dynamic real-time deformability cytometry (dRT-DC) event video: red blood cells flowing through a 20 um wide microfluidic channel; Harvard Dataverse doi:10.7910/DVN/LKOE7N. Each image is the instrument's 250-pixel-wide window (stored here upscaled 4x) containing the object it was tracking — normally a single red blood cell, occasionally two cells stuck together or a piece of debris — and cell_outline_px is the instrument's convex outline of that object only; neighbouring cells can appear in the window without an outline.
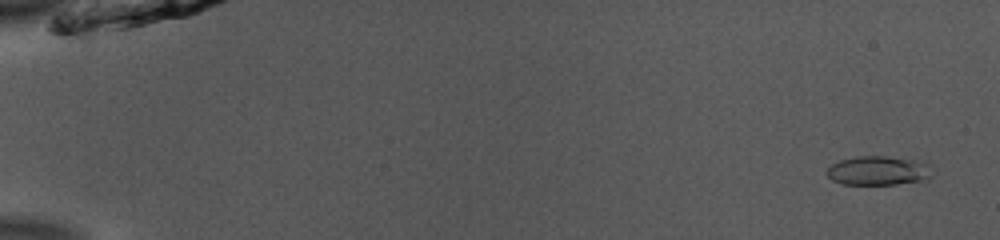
{"species": "common noctule bat (a hibernating species)", "species_latin": "Nyctalus noctula", "temperature_condition": "room temperature", "stored_images_in_passage": 53, "camera_frame_rate_fps": 3000, "um_per_image_px": 0.085, "animal": {"sex": "male", "body_mass_g": 13.0, "forearm_length_mm": 53.1}, "frame": {"image": 1, "passage_image": 3, "time_ms": 0.667, "image_size_px": [1000, 240], "cell_outline_px": [[936, 172], [932, 176], [924, 180], [896, 184], [840, 184], [832, 180], [824, 172], [832, 164], [840, 160], [856, 156], [884, 156], [920, 160], [928, 164]], "centroid_in_image_um": [74.69, 14.5], "position_along_channel_um": 10.3, "area_um2": 18.21}}
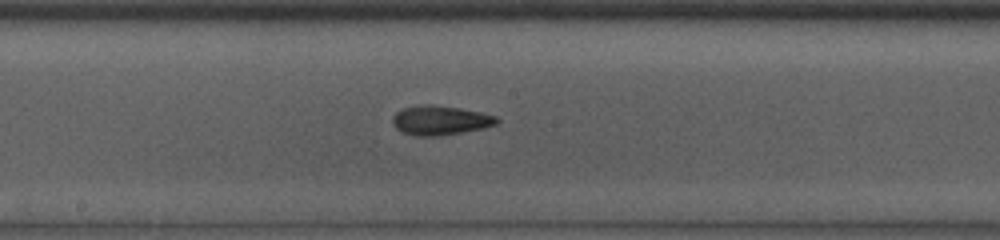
{"frame": {"image": 2, "passage_image": 30, "time_ms": 9.667, "image_size_px": [1000, 240], "cell_outline_px": [[500, 120], [496, 124], [480, 128], [440, 136], [416, 136], [404, 132], [396, 128], [392, 124], [392, 116], [396, 112], [404, 108], [420, 104], [428, 104], [460, 108], [480, 112], [496, 116]], "centroid_in_image_um": [37.38, 10.22], "position_along_channel_um": 210.8, "area_um2": 17.69}}
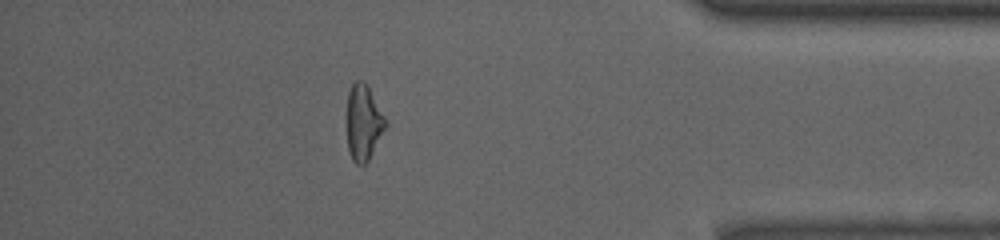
{"frame": {"image": 3, "passage_image": 47, "time_ms": 15.333, "image_size_px": [1000, 240], "cell_outline_px": [[388, 124], [368, 160], [364, 164], [356, 164], [352, 160], [348, 148], [344, 120], [344, 116], [348, 92], [352, 84], [356, 80], [364, 80], [384, 116]], "centroid_in_image_um": [30.83, 10.4], "position_along_channel_um": 404.4, "area_um2": 17.51}, "authors_computed_cell_mechanics": {"area_um2": 17.1666, "velocity_mm_per_s": 3.9204, "shape_relaxation_time_tau1_ms": 5.221, "shape_relaxation_time_tau2_ms": 4.3198, "deformation_change_tau1": 0.1598, "deformation_change_tau2": 0.1327}}